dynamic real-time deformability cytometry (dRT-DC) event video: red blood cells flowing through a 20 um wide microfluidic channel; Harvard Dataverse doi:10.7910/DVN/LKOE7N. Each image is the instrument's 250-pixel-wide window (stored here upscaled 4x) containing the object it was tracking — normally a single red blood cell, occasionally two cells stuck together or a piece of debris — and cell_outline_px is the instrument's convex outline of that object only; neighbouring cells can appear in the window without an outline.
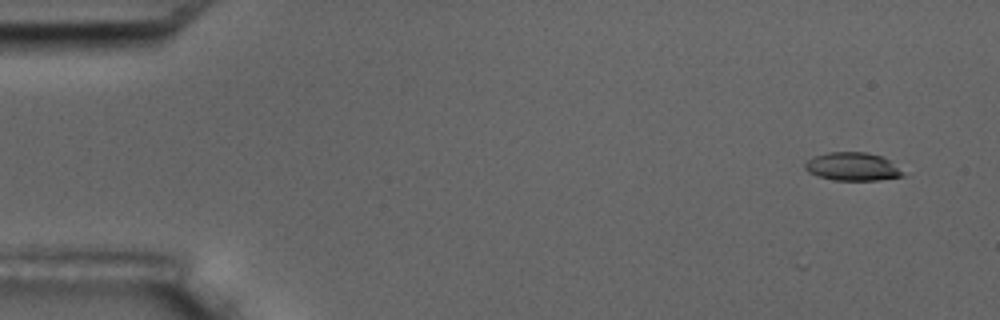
{"species": "common noctule bat (a hibernating species)", "species_latin": "Nyctalus noctula", "temperature_condition": "room temperature", "stored_images_in_passage": 5, "camera_frame_rate_fps": 3000, "um_per_image_px": 0.085, "animal": {"sex": "male", "body_mass_g": 17.5, "forearm_length_mm": 52.3}, "frame": {"image": 1, "passage_image": 1, "time_ms": 0.0, "image_size_px": [1000, 320], "cell_outline_px": [[904, 176], [880, 180], [832, 180], [816, 176], [808, 172], [804, 168], [804, 164], [808, 160], [816, 156], [828, 152], [868, 152], [880, 156], [888, 160]], "centroid_in_image_um": [72.38, 14.17], "position_along_channel_um": 12.6, "area_um2": 15.84}}